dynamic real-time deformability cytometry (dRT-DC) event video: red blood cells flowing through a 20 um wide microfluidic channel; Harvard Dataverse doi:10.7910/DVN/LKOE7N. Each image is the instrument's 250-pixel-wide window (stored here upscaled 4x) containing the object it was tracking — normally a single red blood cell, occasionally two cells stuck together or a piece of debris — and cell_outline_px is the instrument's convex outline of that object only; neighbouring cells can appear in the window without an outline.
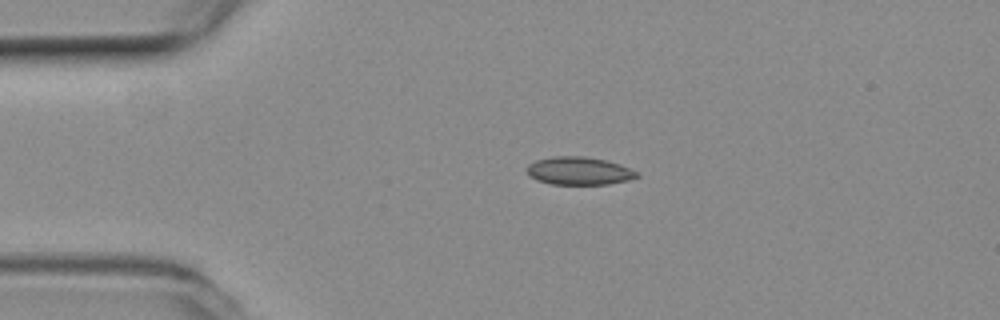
{"species": "common noctule bat (a hibernating species)", "species_latin": "Nyctalus noctula", "temperature_condition": "room temperature", "stored_images_in_passage": 3, "camera_frame_rate_fps": 3000, "um_per_image_px": 0.085, "animal": {"sex": "female", "body_mass_g": 19.3, "forearm_length_mm": 54.1}, "frame": {"image": 1, "passage_image": 3, "time_ms": 0.667, "image_size_px": [1000, 320], "cell_outline_px": [[640, 176], [628, 180], [608, 184], [552, 184], [536, 180], [528, 176], [524, 168], [528, 164], [536, 160], [552, 156], [584, 156], [604, 160], [620, 164], [640, 172]], "centroid_in_image_um": [49.19, 14.52], "position_along_channel_um": 35.8, "area_um2": 18.15}}